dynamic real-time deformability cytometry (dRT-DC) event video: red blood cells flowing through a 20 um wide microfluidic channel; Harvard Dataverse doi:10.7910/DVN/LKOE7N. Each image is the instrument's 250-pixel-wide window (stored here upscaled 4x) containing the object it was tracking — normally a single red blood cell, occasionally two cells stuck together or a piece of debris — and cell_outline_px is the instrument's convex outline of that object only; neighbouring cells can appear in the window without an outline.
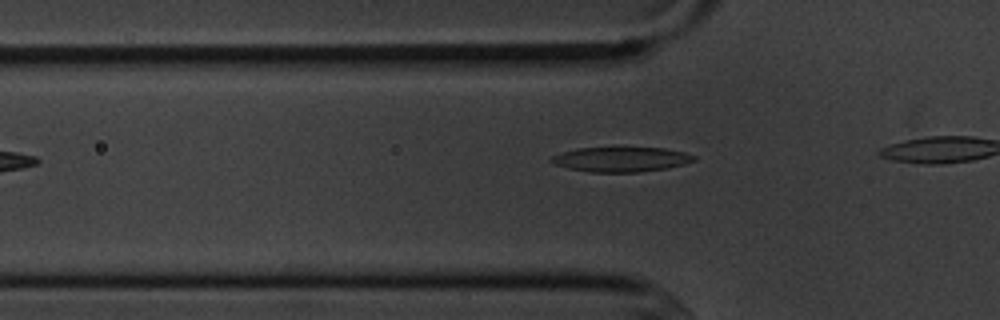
{"species": "common noctule bat (a hibernating species)", "species_latin": "Nyctalus noctula", "temperature_condition": "cold", "stored_images_in_passage": 4, "camera_frame_rate_fps": 3000, "um_per_image_px": 0.085, "animal": {"sex": "male", "body_mass_g": 20.1, "forearm_length_mm": 53.5}, "frame": {"image": 1, "passage_image": 4, "time_ms": 3.667, "image_size_px": [1000, 320], "cell_outline_px": [[696, 160], [684, 164], [668, 168], [636, 172], [588, 172], [568, 168], [556, 164], [548, 160], [552, 156], [576, 148], [616, 144], [664, 148], [684, 152], [696, 156]], "centroid_in_image_um": [52.79, 13.48], "position_along_channel_um": 73.0, "area_um2": 21.73}}